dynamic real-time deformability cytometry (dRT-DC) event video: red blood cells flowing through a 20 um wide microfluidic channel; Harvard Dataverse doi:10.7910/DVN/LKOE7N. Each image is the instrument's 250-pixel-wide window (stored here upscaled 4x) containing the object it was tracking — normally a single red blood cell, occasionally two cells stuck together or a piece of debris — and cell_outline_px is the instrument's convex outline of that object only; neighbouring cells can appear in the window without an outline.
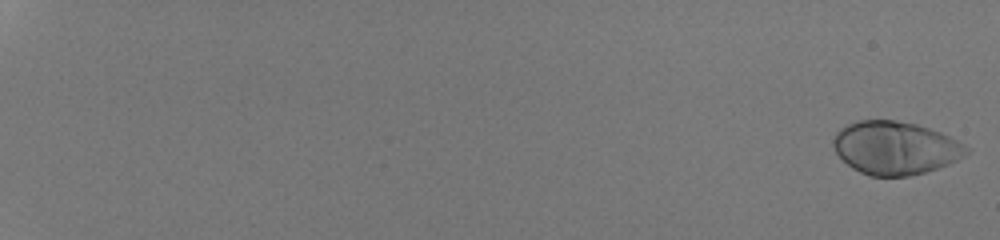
{"species": "human", "species_latin": "Homo sapiens", "temperature_condition": "room temperature", "stored_images_in_passage": 54, "camera_frame_rate_fps": 3000, "um_per_image_px": 0.085, "donor": {"sex": "male"}, "frame": {"image": 1, "passage_image": 1, "time_ms": 0.0, "image_size_px": [1000, 240], "cell_outline_px": [[972, 148], [964, 156], [948, 164], [924, 172], [908, 176], [868, 176], [852, 168], [836, 152], [832, 144], [832, 140], [836, 132], [840, 128], [856, 120], [896, 120], [916, 124], [940, 132]], "centroid_in_image_um": [76.08, 12.56], "position_along_channel_um": 8.9, "area_um2": 41.15}}
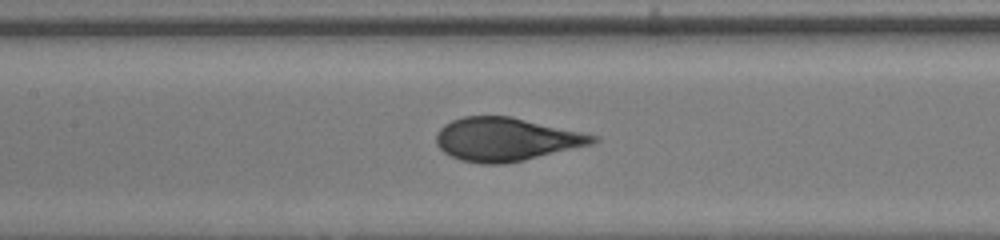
{"frame": {"image": 2, "passage_image": 31, "time_ms": 10.0, "image_size_px": [1000, 240], "cell_outline_px": [[600, 140], [592, 144], [524, 160], [504, 164], [484, 164], [464, 160], [452, 156], [444, 152], [436, 144], [436, 132], [444, 124], [452, 120], [464, 116], [512, 116], [600, 136]], "centroid_in_image_um": [43.03, 11.83], "position_along_channel_um": 164.4, "area_um2": 39.54}}
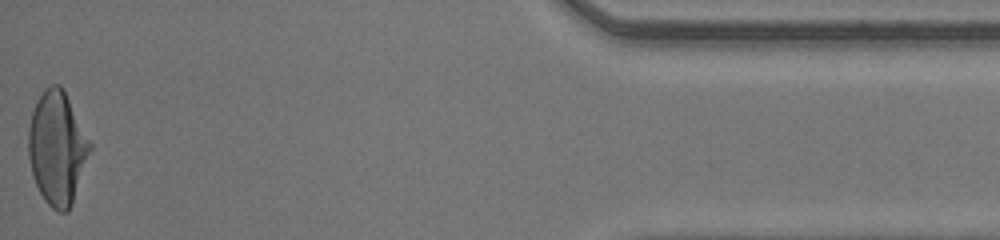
{"frame": {"image": 3, "passage_image": 54, "time_ms": 17.667, "image_size_px": [1000, 240], "cell_outline_px": [[92, 148], [72, 204], [68, 212], [60, 212], [52, 208], [44, 200], [36, 184], [32, 172], [28, 156], [28, 128], [32, 112], [44, 88], [52, 84], [60, 84], [92, 144]], "centroid_in_image_um": [4.86, 12.6], "position_along_channel_um": 430.3, "area_um2": 40.29}}